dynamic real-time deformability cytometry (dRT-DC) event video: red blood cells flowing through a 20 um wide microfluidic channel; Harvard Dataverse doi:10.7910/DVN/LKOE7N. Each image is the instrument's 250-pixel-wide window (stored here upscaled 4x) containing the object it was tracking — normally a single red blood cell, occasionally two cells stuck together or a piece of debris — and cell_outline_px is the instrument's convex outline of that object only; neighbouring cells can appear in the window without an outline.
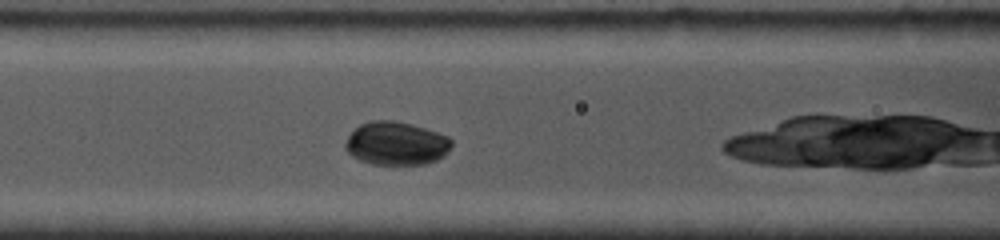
{"species": "common noctule bat (a hibernating species)", "species_latin": "Nyctalus noctula", "temperature_condition": "cold", "stored_images_in_passage": 10, "camera_frame_rate_fps": 5000, "um_per_image_px": 0.085, "animal": {"sex": "female", "body_mass_g": 19.0, "forearm_length_mm": 53.3}, "frame": {"image": 1, "passage_image": 5, "time_ms": 2.4, "image_size_px": [1000, 240], "cell_outline_px": [[452, 144], [448, 152], [444, 156], [436, 160], [424, 164], [372, 164], [360, 160], [352, 156], [344, 148], [344, 144], [348, 136], [360, 124], [368, 120], [392, 120], [412, 124], [448, 136], [452, 140]], "centroid_in_image_um": [33.67, 12.18], "position_along_channel_um": 132.9, "area_um2": 26.88}}
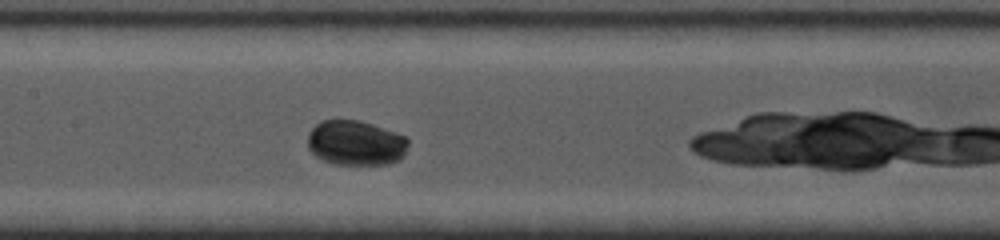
{"frame": {"image": 2, "passage_image": 7, "time_ms": 3.6, "image_size_px": [1000, 240], "cell_outline_px": [[408, 144], [404, 156], [400, 160], [392, 164], [332, 164], [316, 156], [308, 148], [308, 132], [320, 120], [360, 120], [396, 132], [404, 136], [408, 140]], "centroid_in_image_um": [30.24, 12.15], "position_along_channel_um": 177.2, "area_um2": 26.53}}
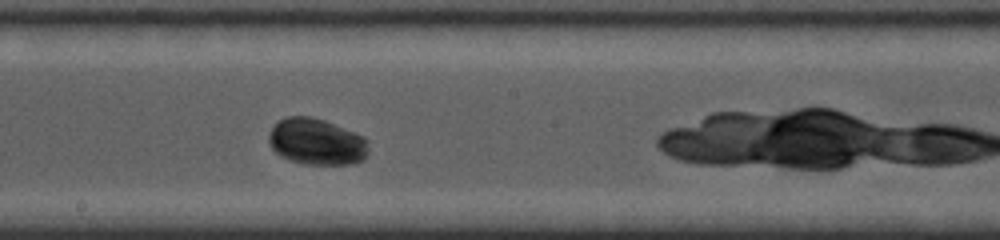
{"frame": {"image": 3, "passage_image": 9, "time_ms": 4.8, "image_size_px": [1000, 240], "cell_outline_px": [[368, 152], [364, 160], [356, 164], [304, 164], [288, 160], [280, 156], [272, 148], [268, 140], [268, 136], [272, 128], [280, 120], [288, 116], [312, 116], [324, 120], [364, 136], [368, 140]], "centroid_in_image_um": [26.93, 12.06], "position_along_channel_um": 221.3, "area_um2": 27.17}}